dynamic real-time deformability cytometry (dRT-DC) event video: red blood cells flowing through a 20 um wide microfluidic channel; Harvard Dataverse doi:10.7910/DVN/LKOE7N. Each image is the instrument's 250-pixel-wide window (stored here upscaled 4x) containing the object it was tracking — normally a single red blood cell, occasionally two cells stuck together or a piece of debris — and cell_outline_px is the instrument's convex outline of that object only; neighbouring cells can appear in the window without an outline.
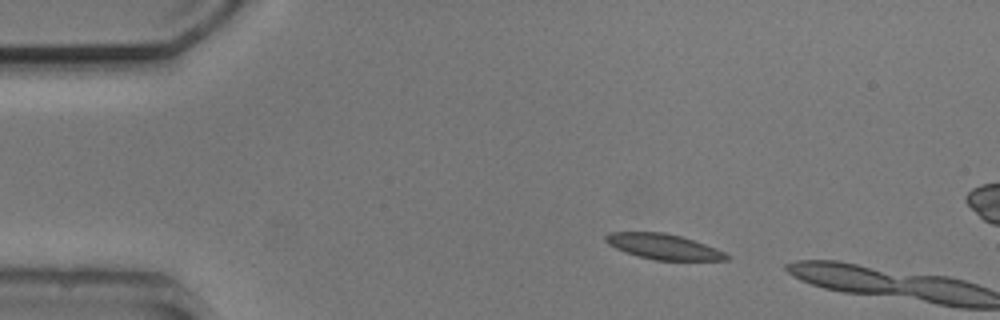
{"species": "common noctule bat (a hibernating species)", "species_latin": "Nyctalus noctula", "temperature_condition": "cold", "stored_images_in_passage": 3, "camera_frame_rate_fps": 3000, "um_per_image_px": 0.085, "animal": {"sex": "male", "body_mass_g": 20.5, "forearm_length_mm": 52.5}, "frame": {"image": 1, "passage_image": 2, "time_ms": 1.0, "image_size_px": [1000, 320], "cell_outline_px": [[732, 256], [728, 260], [652, 260], [616, 248], [608, 244], [604, 240], [604, 236], [608, 232], [664, 232], [680, 236], [716, 248]], "centroid_in_image_um": [56.4, 20.96], "position_along_channel_um": 28.6, "area_um2": 17.74}}